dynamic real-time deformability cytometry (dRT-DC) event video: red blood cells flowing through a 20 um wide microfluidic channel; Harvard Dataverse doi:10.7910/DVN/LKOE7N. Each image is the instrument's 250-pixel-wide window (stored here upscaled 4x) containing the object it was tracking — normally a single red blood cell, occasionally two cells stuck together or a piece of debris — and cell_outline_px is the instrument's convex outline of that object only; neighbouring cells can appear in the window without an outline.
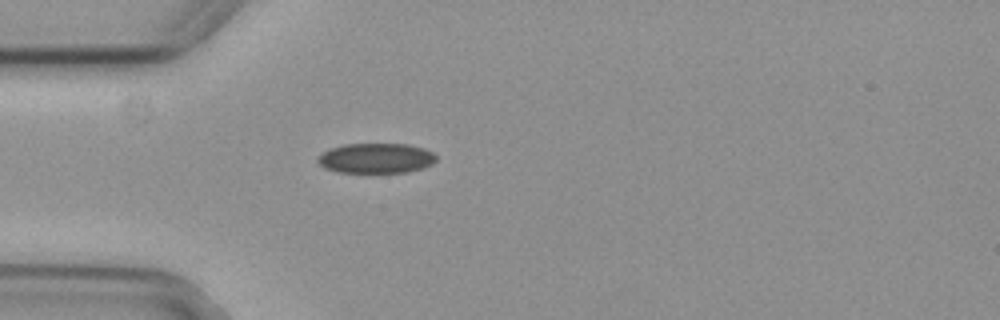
{"species": "common noctule bat (a hibernating species)", "species_latin": "Nyctalus noctula", "temperature_condition": "cold", "stored_images_in_passage": 1, "camera_frame_rate_fps": 3000, "um_per_image_px": 0.085, "animal": {"sex": "female", "body_mass_g": 29.2, "forearm_length_mm": 56.3}, "frame": {"image": 1, "passage_image": 1, "time_ms": 0.0, "image_size_px": [1000, 320], "cell_outline_px": [[436, 160], [432, 164], [420, 168], [404, 172], [340, 172], [324, 168], [316, 160], [328, 148], [344, 144], [408, 144], [424, 148], [432, 152], [436, 156]], "centroid_in_image_um": [31.95, 13.43], "position_along_channel_um": 53.0, "area_um2": 20.58}}